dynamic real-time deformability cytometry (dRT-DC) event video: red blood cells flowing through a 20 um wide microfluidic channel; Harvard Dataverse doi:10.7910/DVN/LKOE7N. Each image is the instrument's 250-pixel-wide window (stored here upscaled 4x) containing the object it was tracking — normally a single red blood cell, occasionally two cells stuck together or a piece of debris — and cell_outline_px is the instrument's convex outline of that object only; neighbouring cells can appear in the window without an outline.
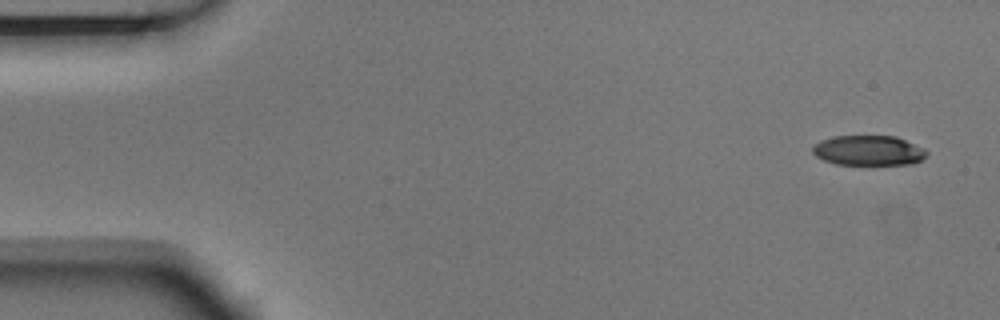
{"species": "Egyptian fruit bat (a non-hibernating species)", "species_latin": "Rousettus aegyptiacus", "temperature_condition": "room temperature", "stored_images_in_passage": 6, "camera_frame_rate_fps": 3000, "um_per_image_px": 0.085, "animal": {"sex": "male"}, "frame": {"image": 1, "passage_image": 1, "time_ms": 0.0, "image_size_px": [1000, 320], "cell_outline_px": [[928, 156], [912, 164], [836, 164], [824, 160], [816, 156], [812, 152], [812, 148], [820, 140], [836, 136], [896, 136], [924, 148], [928, 152]], "centroid_in_image_um": [73.84, 12.79], "position_along_channel_um": 11.2, "area_um2": 19.88}}
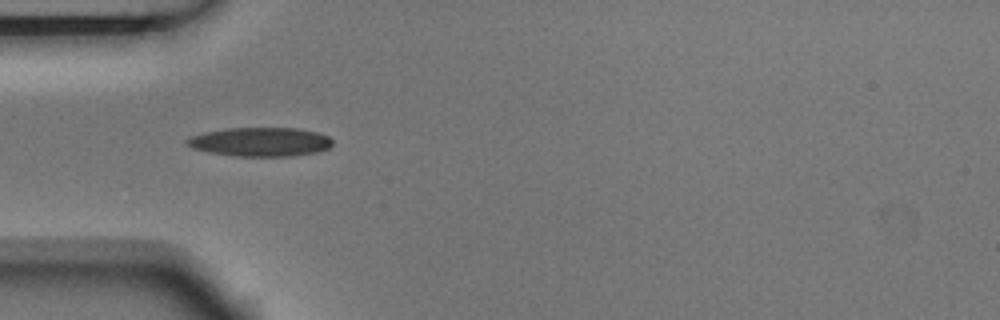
{"frame": {"image": 2, "passage_image": 5, "time_ms": 1.333, "image_size_px": [1000, 320], "cell_outline_px": [[332, 144], [328, 148], [316, 152], [292, 156], [232, 156], [208, 152], [192, 148], [184, 144], [184, 140], [192, 136], [204, 132], [224, 128], [300, 128], [316, 132], [328, 136], [332, 140]], "centroid_in_image_um": [22.08, 12.06], "position_along_channel_um": 62.9, "area_um2": 24.74}}
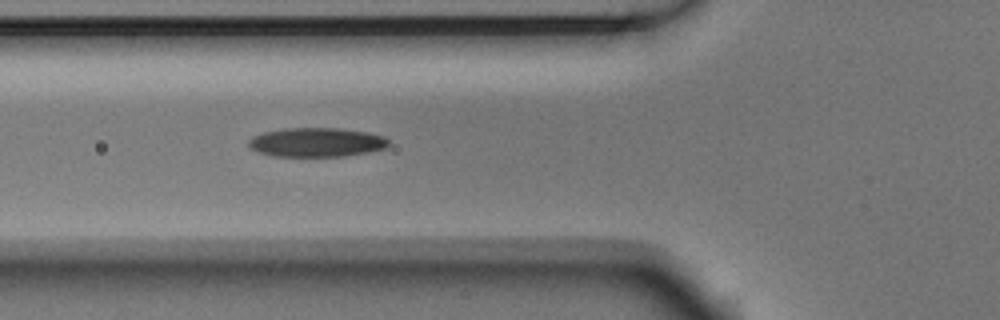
{"frame": {"image": 3, "passage_image": 6, "time_ms": 1.667, "image_size_px": [1000, 320], "cell_outline_px": [[388, 144], [384, 148], [368, 152], [344, 156], [276, 156], [260, 152], [252, 148], [248, 144], [248, 140], [252, 136], [264, 132], [284, 128], [340, 128], [368, 132], [384, 136], [388, 140]], "centroid_in_image_um": [26.91, 12.08], "position_along_channel_um": 98.9, "area_um2": 23.64}}